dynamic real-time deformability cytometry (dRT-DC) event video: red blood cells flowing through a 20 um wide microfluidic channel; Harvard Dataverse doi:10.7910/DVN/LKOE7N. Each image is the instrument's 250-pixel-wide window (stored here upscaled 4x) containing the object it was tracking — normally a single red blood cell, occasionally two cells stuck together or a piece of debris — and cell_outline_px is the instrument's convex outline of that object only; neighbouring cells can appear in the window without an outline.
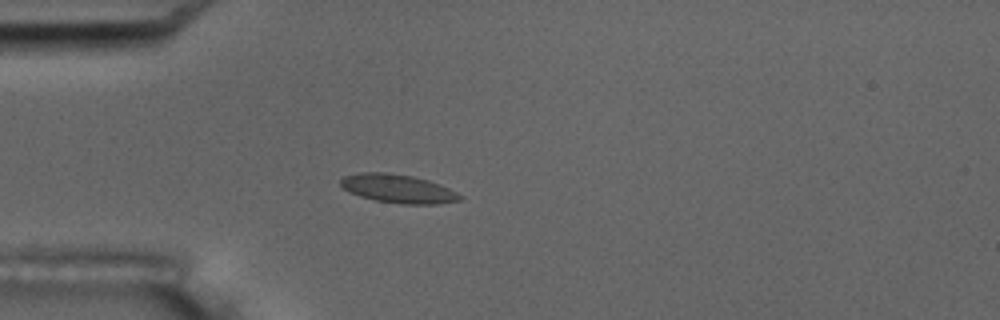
{"species": "common noctule bat (a hibernating species)", "species_latin": "Nyctalus noctula", "temperature_condition": "room temperature", "stored_images_in_passage": 4, "camera_frame_rate_fps": 3000, "um_per_image_px": 0.085, "animal": {"sex": "male", "body_mass_g": 17.5, "forearm_length_mm": 52.3}, "frame": {"image": 1, "passage_image": 4, "time_ms": 4.333, "image_size_px": [1000, 320], "cell_outline_px": [[464, 196], [460, 200], [436, 204], [400, 204], [376, 200], [360, 196], [348, 192], [340, 184], [340, 180], [344, 176], [360, 172], [384, 172], [412, 176], [428, 180], [440, 184]], "centroid_in_image_um": [33.82, 16.03], "position_along_channel_um": 51.2, "area_um2": 19.83}}